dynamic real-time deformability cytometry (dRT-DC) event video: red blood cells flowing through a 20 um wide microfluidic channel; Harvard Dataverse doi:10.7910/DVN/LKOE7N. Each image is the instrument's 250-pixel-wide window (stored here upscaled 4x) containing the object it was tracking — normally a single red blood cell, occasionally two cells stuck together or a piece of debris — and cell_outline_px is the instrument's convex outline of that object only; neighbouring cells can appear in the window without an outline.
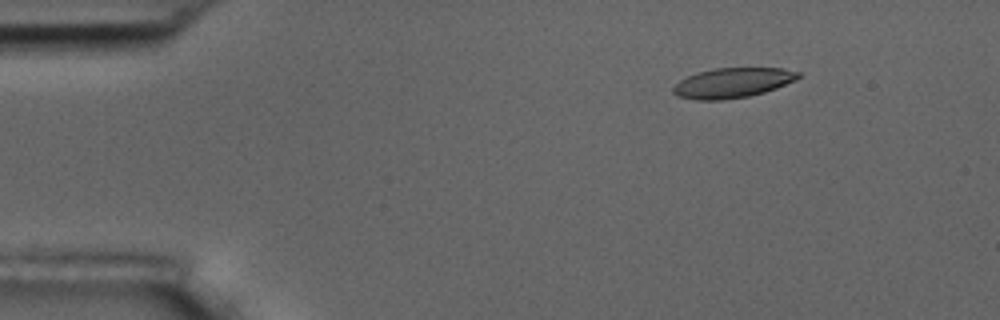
{"species": "common noctule bat (a hibernating species)", "species_latin": "Nyctalus noctula", "temperature_condition": "room temperature", "stored_images_in_passage": 5, "camera_frame_rate_fps": 3000, "um_per_image_px": 0.085, "animal": {"sex": "male", "body_mass_g": 17.5, "forearm_length_mm": 52.3}, "frame": {"image": 1, "passage_image": 2, "time_ms": 1.0, "image_size_px": [1000, 320], "cell_outline_px": [[800, 76], [796, 80], [776, 88], [764, 92], [748, 96], [720, 100], [696, 100], [676, 96], [672, 92], [672, 88], [680, 80], [696, 72], [716, 68], [784, 68], [800, 72]], "centroid_in_image_um": [62.25, 7.04], "position_along_channel_um": 22.7, "area_um2": 21.85}}